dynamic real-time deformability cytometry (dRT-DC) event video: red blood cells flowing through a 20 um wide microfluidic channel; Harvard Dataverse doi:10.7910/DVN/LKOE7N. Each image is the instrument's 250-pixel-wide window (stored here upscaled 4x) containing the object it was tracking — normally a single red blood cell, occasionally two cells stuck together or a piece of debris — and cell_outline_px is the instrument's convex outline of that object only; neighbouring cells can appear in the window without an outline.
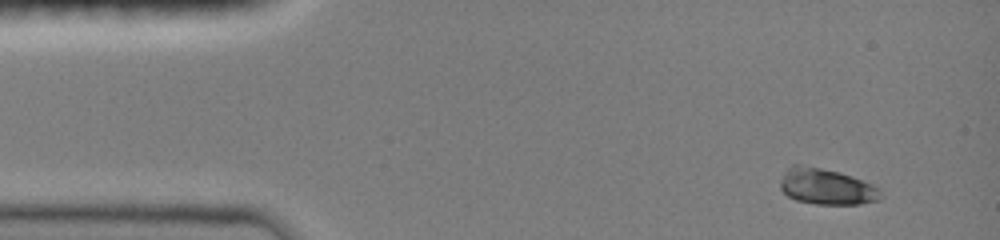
{"species": "common noctule bat (a hibernating species)", "species_latin": "Nyctalus noctula", "temperature_condition": "room temperature", "stored_images_in_passage": 10, "camera_frame_rate_fps": 3000, "um_per_image_px": 0.085, "animal": {"sex": "female", "body_mass_g": 19.0, "forearm_length_mm": 51.5}, "frame": {"image": 1, "passage_image": 1, "time_ms": 0.0, "image_size_px": [1000, 240], "cell_outline_px": [[884, 196], [880, 200], [860, 204], [816, 204], [796, 200], [788, 196], [780, 188], [780, 180], [784, 172], [792, 164], [800, 164], [820, 168], [852, 176], [872, 184], [880, 188]], "centroid_in_image_um": [70.27, 15.87], "position_along_channel_um": 14.7, "area_um2": 21.15}}
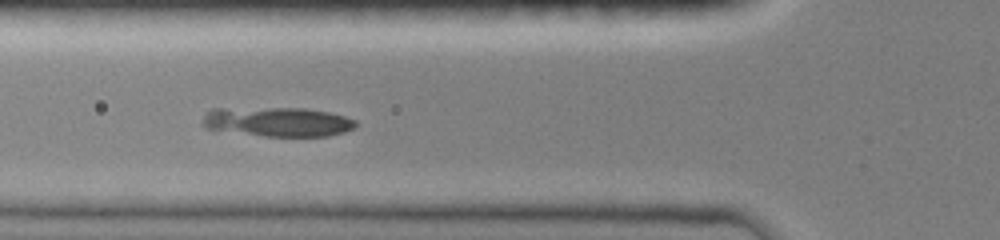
{"frame": {"image": 2, "passage_image": 5, "time_ms": 4.333, "image_size_px": [1000, 240], "cell_outline_px": [[356, 128], [344, 132], [328, 136], [264, 136], [208, 128], [200, 124], [204, 116], [212, 108], [304, 108], [328, 112], [344, 116], [356, 120]], "centroid_in_image_um": [23.63, 10.35], "position_along_channel_um": 102.2, "area_um2": 26.13}}
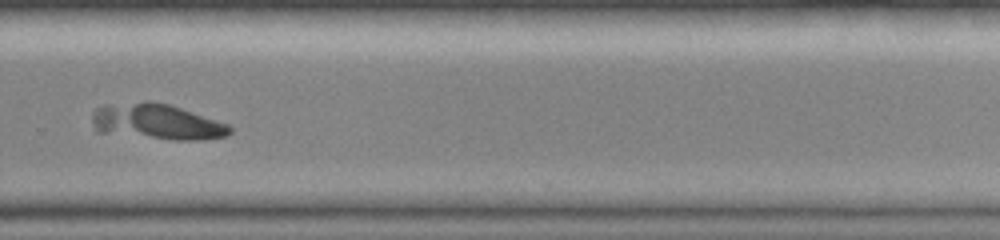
{"frame": {"image": 3, "passage_image": 10, "time_ms": 9.667, "image_size_px": [1000, 240], "cell_outline_px": [[232, 132], [228, 136], [200, 140], [172, 140], [96, 132], [92, 120], [92, 112], [96, 108], [104, 104], [144, 100], [152, 100], [168, 104], [228, 124], [232, 128]], "centroid_in_image_um": [13.29, 10.34], "position_along_channel_um": 316.5, "area_um2": 29.02}}